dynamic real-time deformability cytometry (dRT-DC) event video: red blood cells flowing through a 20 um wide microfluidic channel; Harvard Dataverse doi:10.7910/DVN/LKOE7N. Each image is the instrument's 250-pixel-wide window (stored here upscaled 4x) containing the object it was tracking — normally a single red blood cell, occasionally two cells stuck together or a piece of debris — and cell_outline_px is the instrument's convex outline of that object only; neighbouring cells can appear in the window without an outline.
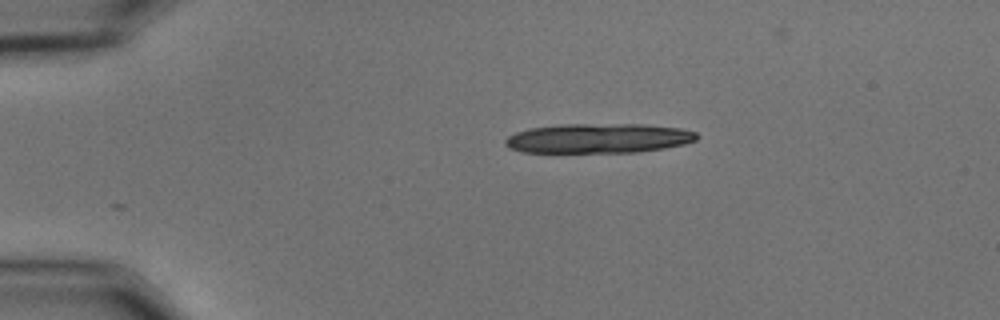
{"species": "common noctule bat (a hibernating species)", "species_latin": "Nyctalus noctula", "temperature_condition": "cold", "stored_images_in_passage": 9, "camera_frame_rate_fps": 3000, "um_per_image_px": 0.085, "animal": {"sex": "male", "body_mass_g": 15.6}, "frame": {"image": 1, "passage_image": 1, "time_ms": 0.0, "image_size_px": [1000, 320], "cell_outline_px": [[700, 136], [696, 140], [684, 144], [664, 148], [640, 152], [520, 152], [508, 148], [504, 144], [504, 140], [508, 136], [516, 132], [528, 128], [564, 124], [644, 124], [680, 128], [696, 132]], "centroid_in_image_um": [50.86, 11.75], "position_along_channel_um": 34.1, "area_um2": 33.29}}